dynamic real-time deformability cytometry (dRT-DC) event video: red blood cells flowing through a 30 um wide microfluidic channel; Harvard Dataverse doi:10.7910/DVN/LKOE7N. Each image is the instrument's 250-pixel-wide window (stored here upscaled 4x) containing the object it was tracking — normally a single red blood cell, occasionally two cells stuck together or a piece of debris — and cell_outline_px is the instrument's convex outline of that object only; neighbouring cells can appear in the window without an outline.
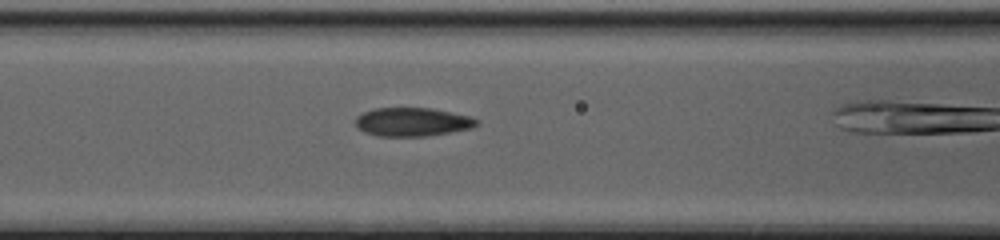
{"species": "common noctule bat (a hibernating species)", "species_latin": "Nyctalus noctula", "temperature_condition": "cold", "stored_images_in_passage": 16, "camera_frame_rate_fps": 3000, "um_per_image_px": 0.085, "animal": {"sex": "female", "body_mass_g": 20.0, "forearm_length_mm": 54.0}, "frame": {"image": 1, "passage_image": 12, "time_ms": 3.667, "image_size_px": [1000, 240], "cell_outline_px": [[480, 124], [472, 128], [424, 136], [380, 136], [368, 132], [360, 128], [356, 124], [356, 116], [364, 112], [376, 108], [432, 108], [468, 116], [480, 120]], "centroid_in_image_um": [35.1, 10.35], "position_along_channel_um": 131.5, "area_um2": 19.88}}